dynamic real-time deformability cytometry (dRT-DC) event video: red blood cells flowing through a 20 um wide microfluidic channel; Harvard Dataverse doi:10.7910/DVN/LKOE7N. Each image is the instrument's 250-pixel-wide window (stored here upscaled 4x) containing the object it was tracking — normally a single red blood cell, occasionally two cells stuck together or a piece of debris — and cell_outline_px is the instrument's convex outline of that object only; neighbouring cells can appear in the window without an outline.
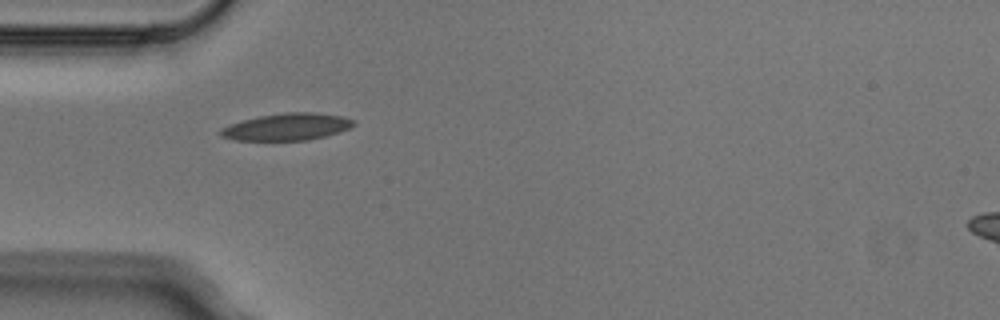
{"species": "Egyptian fruit bat (a non-hibernating species)", "species_latin": "Rousettus aegyptiacus", "temperature_condition": "cold", "stored_images_in_passage": 6, "camera_frame_rate_fps": 3000, "um_per_image_px": 0.085, "animal": {"sex": "male"}, "frame": {"image": 1, "passage_image": 5, "time_ms": 1.333, "image_size_px": [1000, 320], "cell_outline_px": [[356, 124], [340, 132], [308, 140], [236, 140], [220, 136], [220, 128], [244, 120], [260, 116], [288, 112], [316, 112], [344, 116], [352, 120]], "centroid_in_image_um": [24.42, 10.78], "position_along_channel_um": 60.6, "area_um2": 20.75}}
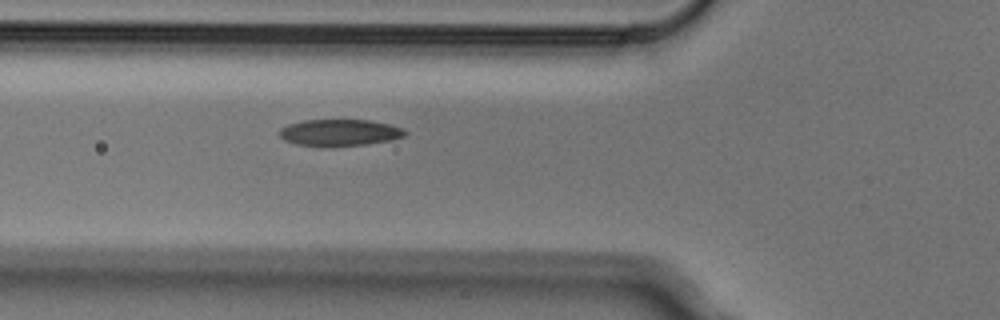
{"frame": {"image": 2, "passage_image": 6, "time_ms": 1.667, "image_size_px": [1000, 320], "cell_outline_px": [[408, 132], [404, 136], [392, 140], [368, 144], [328, 148], [320, 148], [296, 144], [284, 140], [280, 136], [280, 128], [288, 124], [304, 120], [368, 120], [392, 124], [404, 128]], "centroid_in_image_um": [28.88, 11.29], "position_along_channel_um": 96.9, "area_um2": 20.11}}